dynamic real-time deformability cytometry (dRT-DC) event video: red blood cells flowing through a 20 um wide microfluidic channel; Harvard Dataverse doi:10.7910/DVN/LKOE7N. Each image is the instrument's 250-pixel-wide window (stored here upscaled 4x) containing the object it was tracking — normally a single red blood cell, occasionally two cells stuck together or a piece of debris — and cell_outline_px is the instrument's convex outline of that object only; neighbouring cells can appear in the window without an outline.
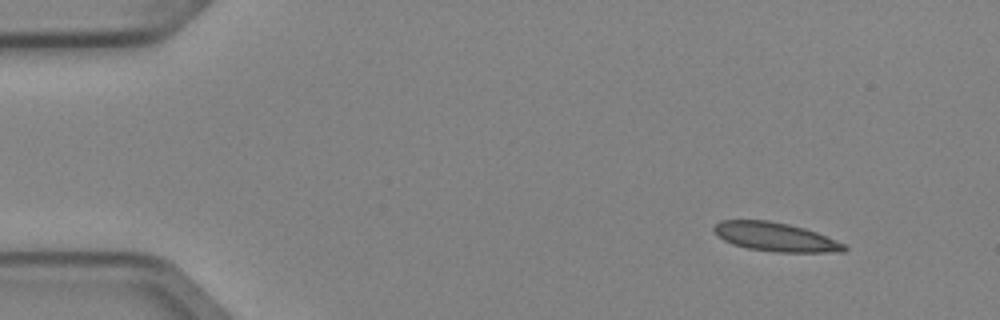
{"species": "Egyptian fruit bat (a non-hibernating species)", "species_latin": "Rousettus aegyptiacus", "temperature_condition": "cold", "stored_images_in_passage": 4, "camera_frame_rate_fps": 3000, "um_per_image_px": 0.085, "animal": {"sex": "female"}, "frame": {"image": 1, "passage_image": 1, "time_ms": 0.0, "image_size_px": [1000, 320], "cell_outline_px": [[848, 248], [844, 252], [776, 252], [748, 248], [732, 244], [724, 240], [712, 228], [720, 220], [768, 220], [788, 224], [804, 228], [816, 232], [844, 244]], "centroid_in_image_um": [65.91, 20.14], "position_along_channel_um": 19.1, "area_um2": 21.68}}
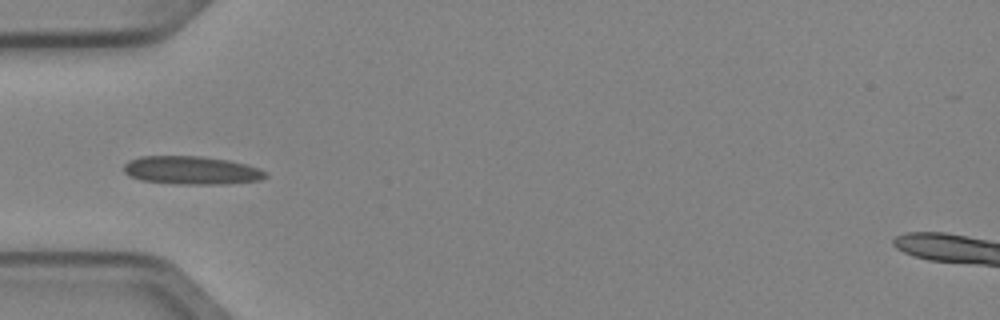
{"frame": {"image": 2, "passage_image": 4, "time_ms": 1.0, "image_size_px": [1000, 320], "cell_outline_px": [[268, 176], [260, 180], [224, 184], [176, 184], [140, 180], [128, 176], [124, 172], [124, 164], [128, 160], [140, 156], [200, 156], [228, 160], [244, 164], [268, 172]], "centroid_in_image_um": [16.24, 14.48], "position_along_channel_um": 68.8, "area_um2": 23.41}}